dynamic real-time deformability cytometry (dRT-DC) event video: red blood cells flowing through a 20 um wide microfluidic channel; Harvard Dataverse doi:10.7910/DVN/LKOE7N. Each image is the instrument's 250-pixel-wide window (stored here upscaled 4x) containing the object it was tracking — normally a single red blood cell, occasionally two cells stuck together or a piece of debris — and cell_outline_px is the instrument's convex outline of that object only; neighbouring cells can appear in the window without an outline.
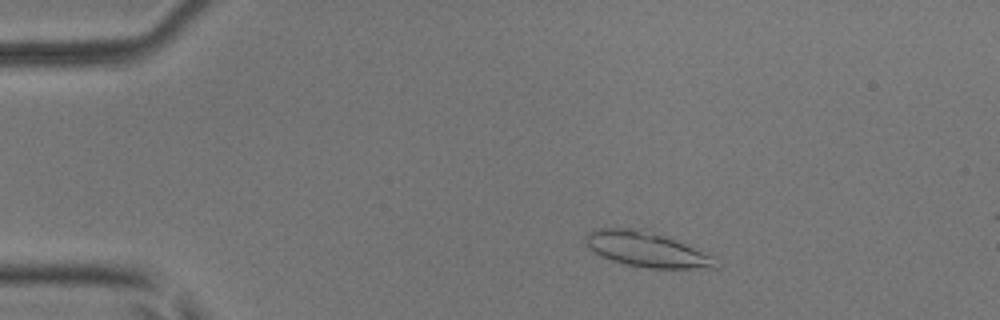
{"species": "common noctule bat (a hibernating species)", "species_latin": "Nyctalus noctula", "temperature_condition": "room temperature", "stored_images_in_passage": 2, "camera_frame_rate_fps": 3000, "um_per_image_px": 0.085, "animal": {"sex": "male", "body_mass_g": 17.9, "forearm_length_mm": 54.2}, "frame": {"image": 1, "passage_image": 1, "time_ms": 0.0, "image_size_px": [1000, 320], "cell_outline_px": [[720, 268], [648, 268], [624, 264], [612, 260], [588, 248], [584, 244], [584, 236], [588, 232], [596, 228], [648, 228], [672, 236], [716, 256], [720, 264]], "centroid_in_image_um": [55.06, 21.16], "position_along_channel_um": 29.9, "area_um2": 27.74}}